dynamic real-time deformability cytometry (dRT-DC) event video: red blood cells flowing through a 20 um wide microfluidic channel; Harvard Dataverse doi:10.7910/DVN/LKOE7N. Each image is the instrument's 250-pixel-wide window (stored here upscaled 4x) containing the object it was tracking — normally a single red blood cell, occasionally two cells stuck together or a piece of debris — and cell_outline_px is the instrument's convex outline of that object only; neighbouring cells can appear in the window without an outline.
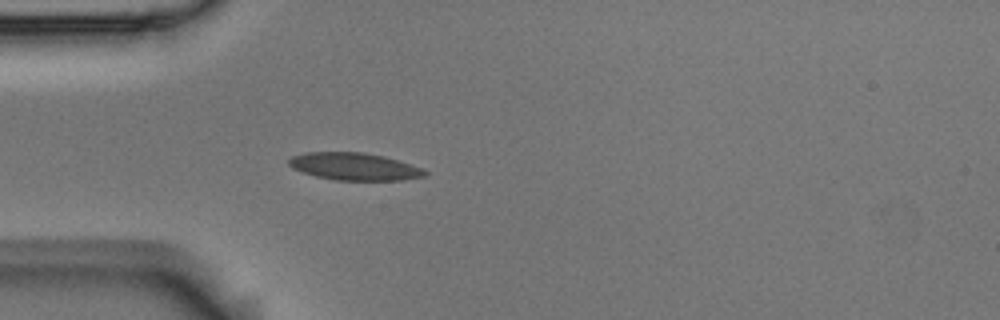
{"species": "Egyptian fruit bat (a non-hibernating species)", "species_latin": "Rousettus aegyptiacus", "temperature_condition": "room temperature", "stored_images_in_passage": 3, "camera_frame_rate_fps": 3000, "um_per_image_px": 0.085, "animal": {"sex": "male"}, "frame": {"image": 1, "passage_image": 3, "time_ms": 0.667, "image_size_px": [1000, 320], "cell_outline_px": [[428, 172], [424, 176], [400, 180], [336, 180], [316, 176], [292, 168], [288, 164], [288, 160], [292, 156], [308, 152], [364, 152], [384, 156], [424, 168]], "centroid_in_image_um": [30.13, 14.15], "position_along_channel_um": 54.9, "area_um2": 21.62}}